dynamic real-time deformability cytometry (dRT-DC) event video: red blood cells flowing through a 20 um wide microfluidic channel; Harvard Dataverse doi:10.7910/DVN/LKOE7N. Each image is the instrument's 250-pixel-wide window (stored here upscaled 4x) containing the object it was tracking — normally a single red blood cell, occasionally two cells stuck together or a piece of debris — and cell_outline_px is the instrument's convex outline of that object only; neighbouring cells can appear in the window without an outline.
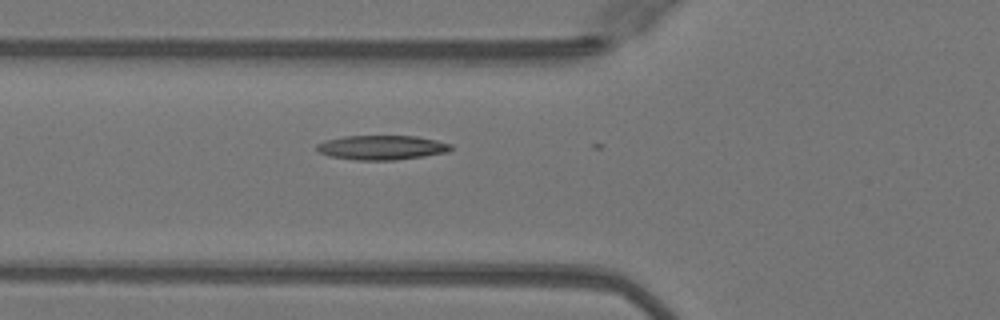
{"species": "Egyptian fruit bat (a non-hibernating species)", "species_latin": "Rousettus aegyptiacus", "temperature_condition": "warm", "stored_images_in_passage": 6, "camera_frame_rate_fps": 3000, "um_per_image_px": 0.085, "animal": {"sex": "female"}, "frame": {"image": 1, "passage_image": 3, "time_ms": 0.667, "image_size_px": [1000, 320], "cell_outline_px": [[452, 148], [448, 152], [424, 156], [392, 160], [356, 160], [328, 156], [320, 152], [316, 148], [316, 144], [324, 140], [344, 136], [416, 136], [436, 140], [452, 144]], "centroid_in_image_um": [32.43, 12.53], "position_along_channel_um": 93.4, "area_um2": 19.13}}